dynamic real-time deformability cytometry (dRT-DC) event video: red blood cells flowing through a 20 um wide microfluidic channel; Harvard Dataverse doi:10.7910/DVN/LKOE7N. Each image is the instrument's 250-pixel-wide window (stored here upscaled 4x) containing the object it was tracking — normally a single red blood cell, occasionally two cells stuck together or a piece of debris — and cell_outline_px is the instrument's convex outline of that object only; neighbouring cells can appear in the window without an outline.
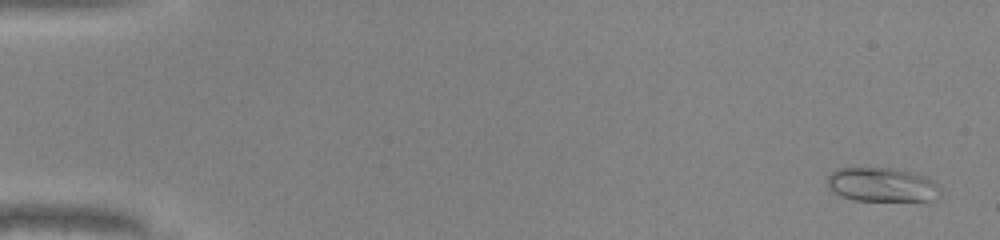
{"species": "common noctule bat (a hibernating species)", "species_latin": "Nyctalus noctula", "temperature_condition": "warm", "stored_images_in_passage": 50, "camera_frame_rate_fps": 3000, "um_per_image_px": 0.085, "animal": {"sex": "male", "body_mass_g": 20.0, "forearm_length_mm": 53.3}, "frame": {"image": 1, "passage_image": 2, "time_ms": 0.333, "image_size_px": [1000, 240], "cell_outline_px": [[940, 192], [932, 200], [856, 200], [840, 196], [828, 184], [828, 176], [836, 168], [892, 168], [924, 176], [932, 180], [936, 184]], "centroid_in_image_um": [74.94, 15.69], "position_along_channel_um": 10.1, "area_um2": 21.85}}
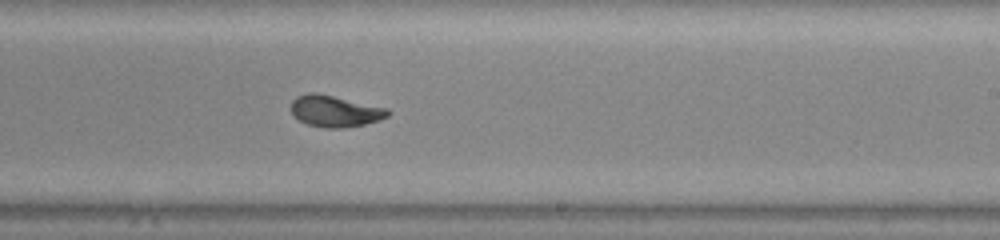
{"frame": {"image": 2, "passage_image": 31, "time_ms": 10.0, "image_size_px": [1000, 240], "cell_outline_px": [[392, 112], [388, 116], [380, 120], [364, 124], [344, 128], [324, 128], [308, 124], [300, 120], [292, 112], [292, 100], [296, 96], [308, 92], [316, 92], [388, 108]], "centroid_in_image_um": [28.5, 9.44], "position_along_channel_um": 260.5, "area_um2": 17.74}}
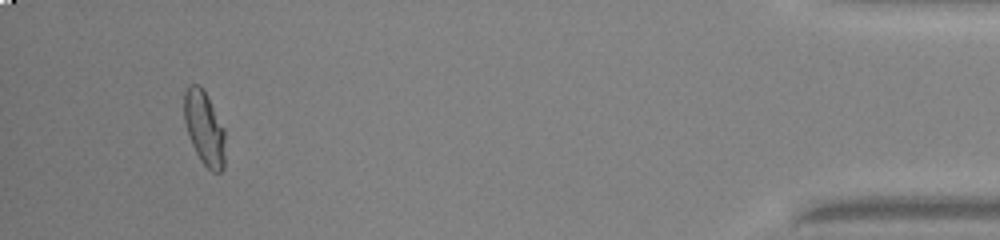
{"frame": {"image": 3, "passage_image": 47, "time_ms": 15.333, "image_size_px": [1000, 240], "cell_outline_px": [[224, 168], [220, 172], [212, 172], [200, 160], [192, 144], [184, 120], [184, 92], [188, 84], [200, 84], [208, 96], [224, 128]], "centroid_in_image_um": [17.36, 10.85], "position_along_channel_um": 417.8, "area_um2": 17.69}, "authors_computed_cell_mechanics": {"area_um2": 17.7446, "velocity_mm_per_s": 4.2003, "shape_relaxation_time_tau1_ms": 3.2685, "shape_relaxation_time_tau2_ms": 0.7011, "deformation_change_tau1": 0.1763, "deformation_change_tau2": 0.0416}}